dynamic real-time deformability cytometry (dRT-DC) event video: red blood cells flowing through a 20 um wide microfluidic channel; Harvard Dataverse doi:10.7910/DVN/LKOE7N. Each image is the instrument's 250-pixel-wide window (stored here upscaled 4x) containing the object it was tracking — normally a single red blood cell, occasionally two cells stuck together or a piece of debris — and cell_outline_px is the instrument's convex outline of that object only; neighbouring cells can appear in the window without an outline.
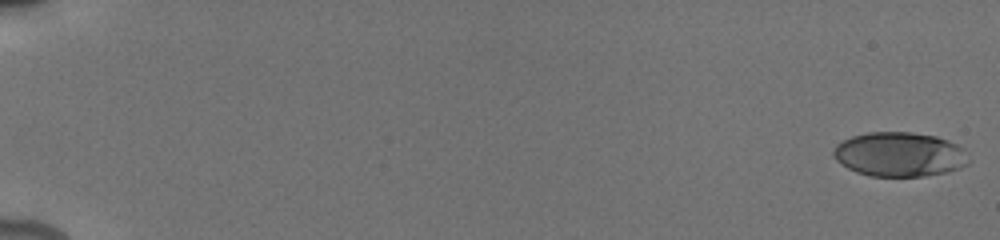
{"species": "human", "species_latin": "Homo sapiens", "temperature_condition": "cold", "stored_images_in_passage": 42, "camera_frame_rate_fps": 3000, "um_per_image_px": 0.085, "donor": {"sex": "male"}, "frame": {"image": 1, "passage_image": 1, "time_ms": 0.0, "image_size_px": [1000, 240], "cell_outline_px": [[968, 164], [960, 168], [948, 172], [924, 176], [868, 176], [856, 172], [848, 168], [836, 160], [832, 156], [832, 148], [836, 144], [852, 136], [868, 132], [912, 132], [936, 136], [948, 140], [964, 148]], "centroid_in_image_um": [76.43, 13.12], "position_along_channel_um": 8.6, "area_um2": 35.2}}
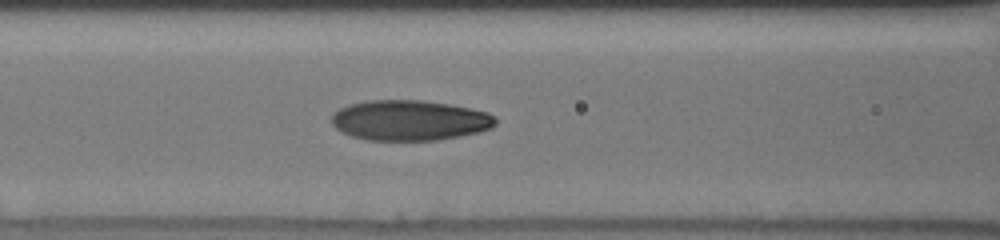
{"frame": {"image": 2, "passage_image": 18, "time_ms": 8.333, "image_size_px": [1000, 240], "cell_outline_px": [[496, 124], [492, 128], [460, 136], [436, 140], [368, 140], [352, 136], [336, 128], [332, 124], [332, 116], [340, 108], [348, 104], [368, 100], [424, 100], [448, 104], [488, 112], [496, 116]], "centroid_in_image_um": [34.83, 10.22], "position_along_channel_um": 131.8, "area_um2": 38.44}}
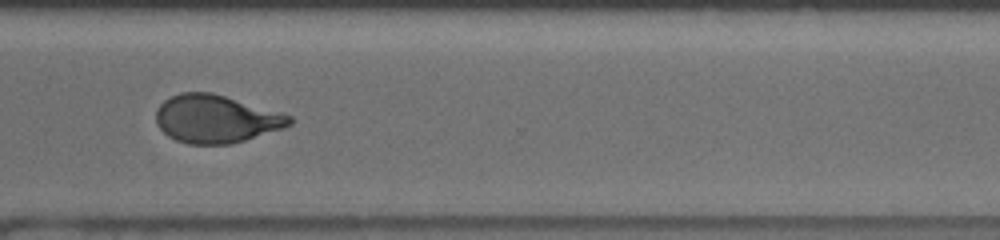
{"frame": {"image": 3, "passage_image": 32, "time_ms": 14.0, "image_size_px": [1000, 240], "cell_outline_px": [[292, 124], [284, 128], [232, 144], [188, 144], [176, 140], [168, 136], [156, 124], [156, 108], [164, 100], [180, 92], [212, 92], [292, 116]], "centroid_in_image_um": [18.33, 10.11], "position_along_channel_um": 352.3, "area_um2": 37.22}, "authors_computed_cell_mechanics": {"area_um2": 37.57, "velocity_mm_per_s": 3.8974, "shape_relaxation_time_tau1_ms": 5.1355, "shape_relaxation_time_tau2_ms": 1.2092, "deformation_change_tau1": 0.1794, "deformation_change_tau2": 0.0697}}